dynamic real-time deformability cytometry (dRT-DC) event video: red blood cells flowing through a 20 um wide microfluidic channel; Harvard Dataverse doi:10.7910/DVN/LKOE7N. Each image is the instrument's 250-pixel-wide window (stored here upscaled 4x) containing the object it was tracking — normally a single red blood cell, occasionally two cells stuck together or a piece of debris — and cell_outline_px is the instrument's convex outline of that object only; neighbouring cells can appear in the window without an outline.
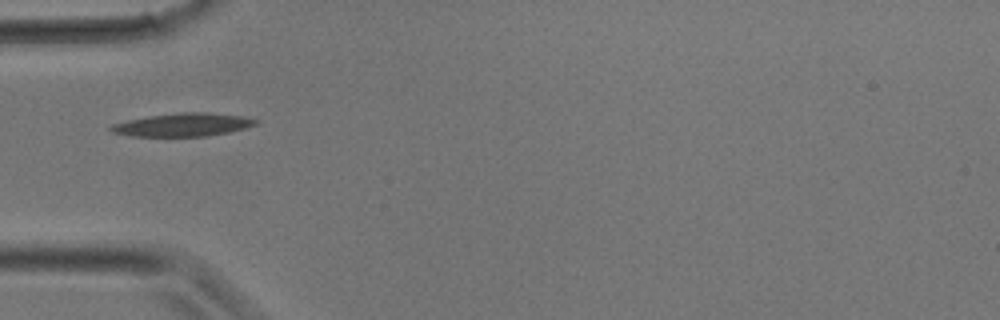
{"species": "common noctule bat (a hibernating species)", "species_latin": "Nyctalus noctula", "temperature_condition": "room temperature", "stored_images_in_passage": 9, "camera_frame_rate_fps": 3000, "um_per_image_px": 0.085, "animal": {"sex": "male", "body_mass_g": 17.9}, "frame": {"image": 1, "passage_image": 1, "time_ms": 0.0, "image_size_px": [1000, 320], "cell_outline_px": [[260, 120], [256, 124], [244, 128], [228, 132], [208, 136], [132, 136], [112, 132], [108, 128], [112, 124], [128, 120], [148, 116], [176, 112], [208, 112], [244, 116]], "centroid_in_image_um": [15.55, 10.59], "position_along_channel_um": 69.4, "area_um2": 19.59}}
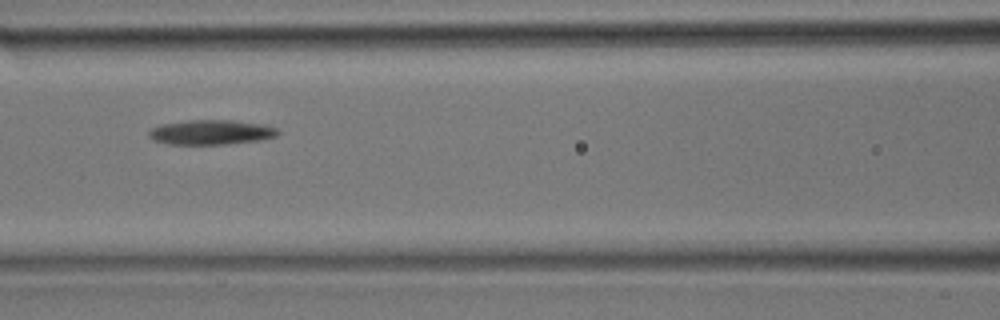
{"frame": {"image": 2, "passage_image": 5, "time_ms": 1.333, "image_size_px": [1000, 320], "cell_outline_px": [[280, 132], [276, 136], [260, 140], [228, 144], [168, 144], [152, 140], [148, 136], [148, 132], [152, 128], [160, 124], [188, 120], [232, 120], [256, 124], [276, 128]], "centroid_in_image_um": [17.88, 11.25], "position_along_channel_um": 148.7, "area_um2": 18.5}}
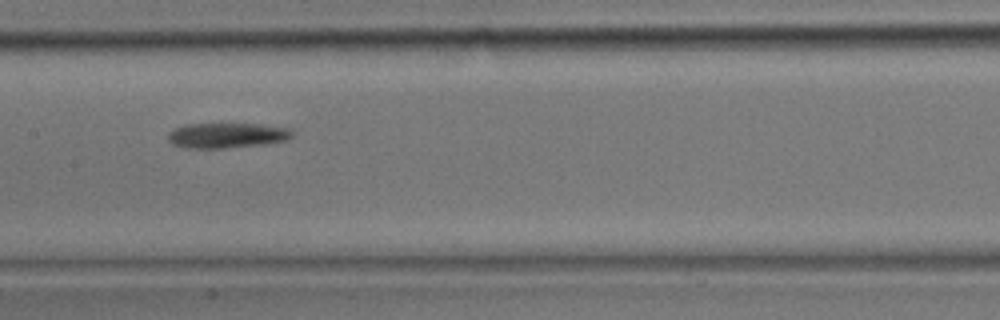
{"frame": {"image": 3, "passage_image": 7, "time_ms": 2.0, "image_size_px": [1000, 320], "cell_outline_px": [[296, 136], [288, 140], [264, 144], [224, 148], [184, 148], [172, 144], [168, 140], [168, 132], [176, 128], [188, 124], [260, 124], [292, 128], [296, 132]], "centroid_in_image_um": [19.37, 11.51], "position_along_channel_um": 188.0, "area_um2": 18.5}}